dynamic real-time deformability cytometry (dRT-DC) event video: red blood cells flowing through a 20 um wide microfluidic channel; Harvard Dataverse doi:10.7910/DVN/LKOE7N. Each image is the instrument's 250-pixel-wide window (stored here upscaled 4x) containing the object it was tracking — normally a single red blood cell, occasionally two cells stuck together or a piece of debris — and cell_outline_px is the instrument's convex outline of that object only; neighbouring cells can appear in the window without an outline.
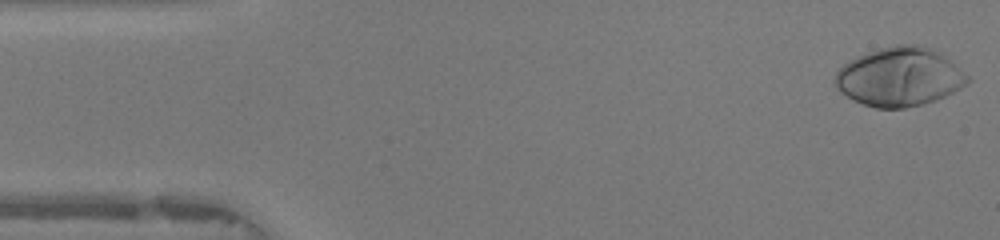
{"species": "human", "species_latin": "Homo sapiens", "temperature_condition": "warm", "stored_images_in_passage": 47, "camera_frame_rate_fps": 3000, "um_per_image_px": 0.085, "donor": {"sex": "female"}, "frame": {"image": 1, "passage_image": 1, "time_ms": 0.0, "image_size_px": [1000, 240], "cell_outline_px": [[972, 80], [968, 84], [936, 100], [924, 104], [904, 108], [876, 108], [852, 100], [840, 92], [836, 88], [832, 80], [836, 72], [848, 60], [856, 56], [880, 48], [896, 44], [916, 44], [932, 48], [940, 52], [968, 76]], "centroid_in_image_um": [76.43, 6.53], "position_along_channel_um": 8.6, "area_um2": 45.66}}
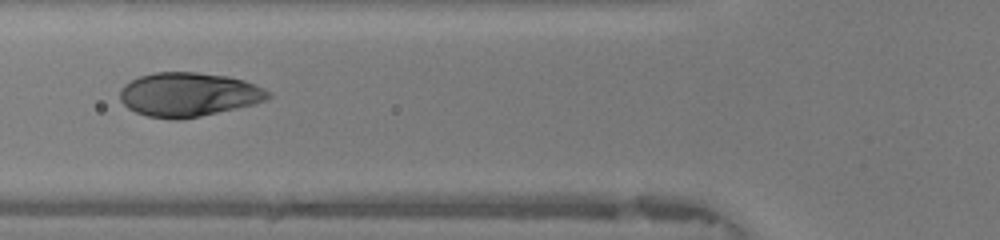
{"frame": {"image": 2, "passage_image": 17, "time_ms": 5.333, "image_size_px": [1000, 240], "cell_outline_px": [[272, 96], [268, 100], [256, 104], [200, 116], [176, 120], [172, 120], [148, 116], [136, 112], [128, 108], [120, 100], [120, 88], [124, 84], [140, 76], [156, 72], [196, 72], [228, 76], [244, 80], [264, 88]], "centroid_in_image_um": [16.04, 8.03], "position_along_channel_um": 109.8, "area_um2": 38.15}}
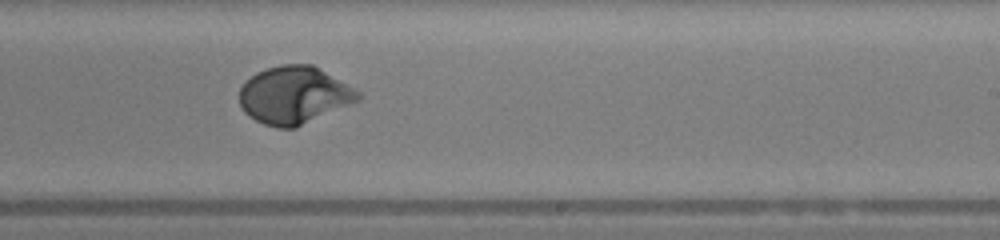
{"frame": {"image": 3, "passage_image": 28, "time_ms": 9.0, "image_size_px": [1000, 240], "cell_outline_px": [[360, 100], [296, 128], [280, 128], [264, 124], [248, 116], [244, 112], [240, 104], [240, 88], [256, 72], [280, 64], [312, 64], [360, 92]], "centroid_in_image_um": [24.99, 8.1], "position_along_channel_um": 264.0, "area_um2": 39.48}, "authors_computed_cell_mechanics": {"area_um2": 39.4774, "velocity_mm_per_s": 4.2174, "shape_relaxation_time_tau1_ms": 2.7761, "shape_relaxation_time_tau2_ms": null, "deformation_change_tau1": 0.2246, "deformation_change_tau2": null}}